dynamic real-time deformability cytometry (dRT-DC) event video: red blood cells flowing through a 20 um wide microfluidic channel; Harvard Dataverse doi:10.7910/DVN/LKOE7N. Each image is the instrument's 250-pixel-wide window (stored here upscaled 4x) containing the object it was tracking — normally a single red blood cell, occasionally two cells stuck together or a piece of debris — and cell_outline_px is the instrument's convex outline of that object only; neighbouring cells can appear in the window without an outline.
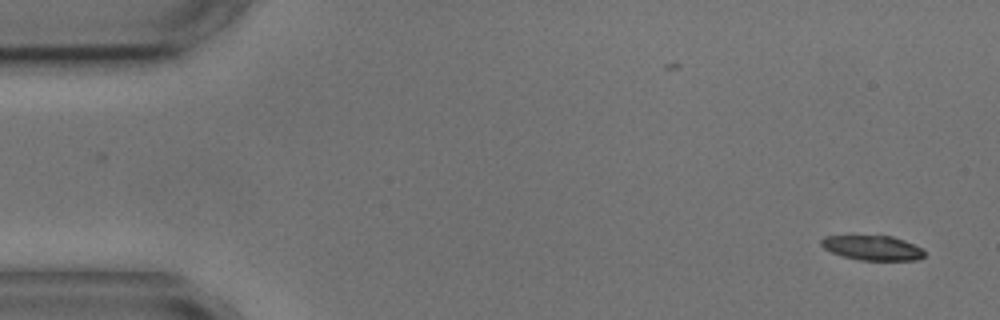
{"species": "common noctule bat (a hibernating species)", "species_latin": "Nyctalus noctula", "temperature_condition": "cold", "stored_images_in_passage": 4, "camera_frame_rate_fps": 3000, "um_per_image_px": 0.085, "animal": {"sex": "male", "body_mass_g": 17.9, "forearm_length_mm": 54.2}, "frame": {"image": 1, "passage_image": 1, "time_ms": 0.0, "image_size_px": [1000, 320], "cell_outline_px": [[924, 256], [916, 260], [860, 260], [844, 256], [832, 252], [824, 248], [820, 244], [820, 240], [824, 236], [892, 236], [904, 240], [920, 248], [924, 252]], "centroid_in_image_um": [74.14, 21.06], "position_along_channel_um": 10.9, "area_um2": 14.62}}
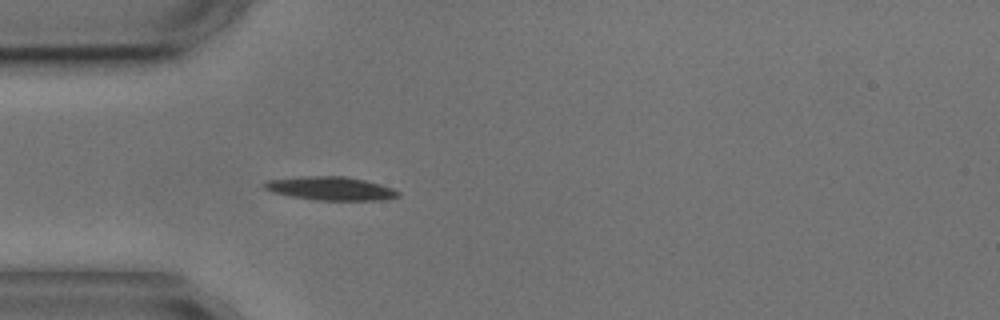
{"frame": {"image": 2, "passage_image": 4, "time_ms": 4.333, "image_size_px": [1000, 320], "cell_outline_px": [[400, 196], [384, 200], [316, 200], [292, 196], [272, 192], [264, 188], [260, 184], [264, 180], [300, 176], [344, 176], [364, 180], [380, 184], [392, 188], [400, 192]], "centroid_in_image_um": [28.06, 16.01], "position_along_channel_um": 56.9, "area_um2": 18.5}}